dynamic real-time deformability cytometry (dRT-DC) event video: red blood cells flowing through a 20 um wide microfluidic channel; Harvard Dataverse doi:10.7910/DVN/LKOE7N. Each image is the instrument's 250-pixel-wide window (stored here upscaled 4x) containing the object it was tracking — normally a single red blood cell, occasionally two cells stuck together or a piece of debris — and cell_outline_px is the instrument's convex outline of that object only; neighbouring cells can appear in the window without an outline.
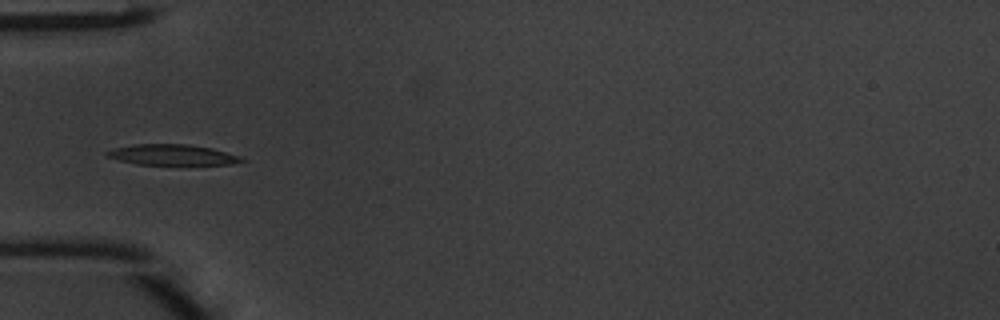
{"species": "common noctule bat (a hibernating species)", "species_latin": "Nyctalus noctula", "temperature_condition": "warm", "stored_images_in_passage": 33, "camera_frame_rate_fps": 3000, "um_per_image_px": 0.085, "animal": {"sex": "male", "body_mass_g": 20.1, "forearm_length_mm": 53.5}, "frame": {"image": 1, "passage_image": 1, "time_ms": 0.0, "image_size_px": [1000, 320], "cell_outline_px": [[248, 160], [232, 164], [136, 164], [120, 160], [108, 156], [104, 152], [116, 148], [136, 144], [188, 144], [212, 148], [240, 156]], "centroid_in_image_um": [14.69, 13.15], "position_along_channel_um": 70.3, "area_um2": 15.95}}
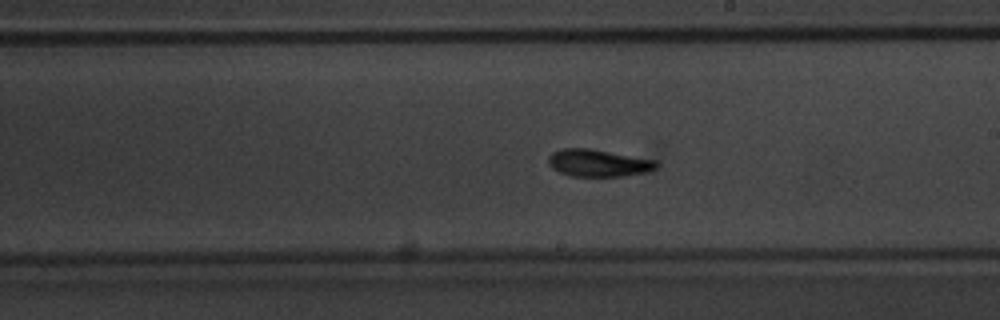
{"frame": {"image": 2, "passage_image": 13, "time_ms": 4.0, "image_size_px": [1000, 320], "cell_outline_px": [[660, 164], [656, 168], [648, 172], [624, 176], [568, 176], [552, 168], [548, 164], [548, 156], [552, 152], [560, 148], [588, 148], [656, 160]], "centroid_in_image_um": [50.84, 13.85], "position_along_channel_um": 238.2, "area_um2": 17.28}}
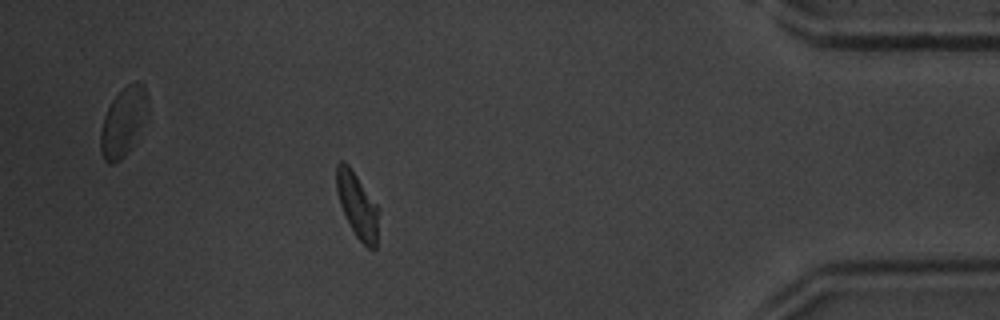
{"frame": {"image": 3, "passage_image": 28, "time_ms": 9.0, "image_size_px": [1000, 320], "cell_outline_px": [[380, 208], [376, 248], [368, 248], [356, 236], [340, 204], [336, 188], [336, 164], [340, 160], [344, 160], [348, 164]], "centroid_in_image_um": [30.39, 17.42], "position_along_channel_um": 404.8, "area_um2": 16.01}, "authors_computed_cell_mechanics": {"area_um2": 16.3574, "velocity_mm_per_s": 4.189, "shape_relaxation_time_tau1_ms": 2.115, "shape_relaxation_time_tau2_ms": 2.3685, "deformation_change_tau1": 0.1462, "deformation_change_tau2": 0.0858}}